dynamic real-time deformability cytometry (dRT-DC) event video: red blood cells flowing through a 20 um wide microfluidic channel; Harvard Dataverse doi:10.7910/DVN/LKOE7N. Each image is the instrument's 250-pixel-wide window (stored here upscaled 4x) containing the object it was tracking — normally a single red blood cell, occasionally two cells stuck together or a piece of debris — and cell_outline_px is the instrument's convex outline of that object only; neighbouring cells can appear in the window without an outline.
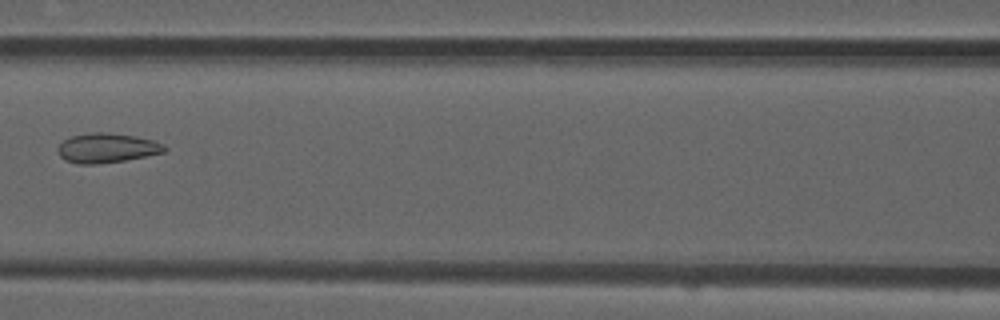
{"species": "common noctule bat (a hibernating species)", "species_latin": "Nyctalus noctula", "temperature_condition": "room temperature", "stored_images_in_passage": 7, "camera_frame_rate_fps": 3000, "um_per_image_px": 0.085, "animal": {"sex": "male", "forearm_length_mm": 52.5}, "frame": {"image": 1, "passage_image": 7, "time_ms": 2.0, "image_size_px": [1000, 320], "cell_outline_px": [[168, 148], [164, 152], [124, 160], [96, 164], [80, 164], [68, 160], [60, 156], [56, 148], [64, 140], [72, 136], [88, 132], [104, 132], [136, 136], [152, 140], [164, 144]], "centroid_in_image_um": [9.08, 12.56], "position_along_channel_um": 157.5, "area_um2": 18.21}}